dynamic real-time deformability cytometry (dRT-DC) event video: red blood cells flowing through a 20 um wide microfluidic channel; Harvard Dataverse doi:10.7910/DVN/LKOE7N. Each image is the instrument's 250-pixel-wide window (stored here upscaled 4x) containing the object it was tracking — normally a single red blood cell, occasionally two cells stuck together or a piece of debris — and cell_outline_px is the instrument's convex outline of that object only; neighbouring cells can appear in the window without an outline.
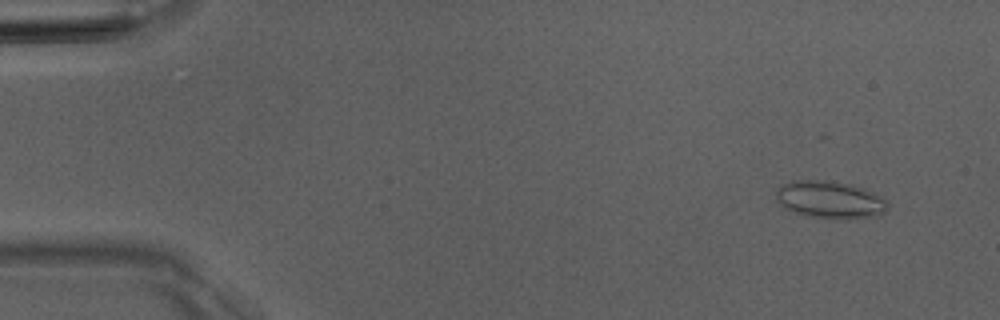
{"species": "Egyptian fruit bat (a non-hibernating species)", "species_latin": "Rousettus aegyptiacus", "temperature_condition": "room temperature", "stored_images_in_passage": 5, "camera_frame_rate_fps": 3000, "um_per_image_px": 0.085, "animal": {"sex": "male"}, "frame": {"image": 1, "passage_image": 1, "time_ms": 0.0, "image_size_px": [1000, 320], "cell_outline_px": [[888, 208], [884, 212], [876, 216], [848, 220], [828, 220], [808, 216], [784, 208], [780, 204], [776, 196], [776, 192], [780, 184], [792, 180], [832, 180], [852, 184], [864, 188], [880, 196], [888, 204]], "centroid_in_image_um": [70.55, 16.99], "position_along_channel_um": 14.5, "area_um2": 24.91}}